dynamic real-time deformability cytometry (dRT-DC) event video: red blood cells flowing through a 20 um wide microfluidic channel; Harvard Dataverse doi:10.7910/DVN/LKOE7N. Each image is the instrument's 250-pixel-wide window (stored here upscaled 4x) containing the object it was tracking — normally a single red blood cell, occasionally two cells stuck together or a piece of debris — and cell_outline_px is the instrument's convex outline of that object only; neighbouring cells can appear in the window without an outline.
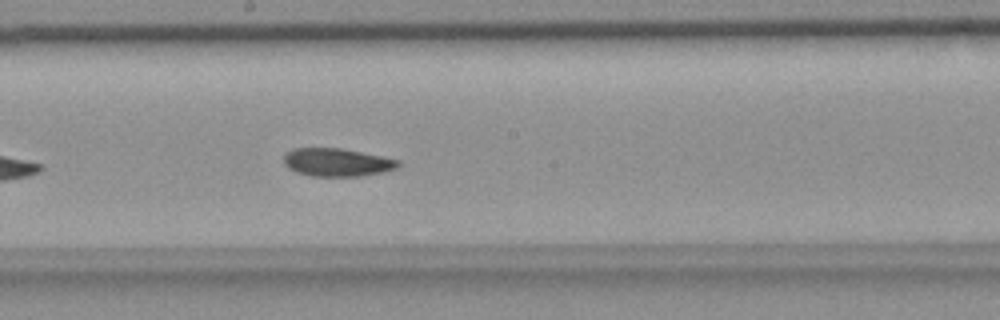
{"species": "common noctule bat (a hibernating species)", "species_latin": "Nyctalus noctula", "temperature_condition": "room temperature", "stored_images_in_passage": 22, "camera_frame_rate_fps": 3000, "um_per_image_px": 0.085, "animal": {"sex": "female", "body_mass_g": 18.4}, "frame": {"image": 1, "passage_image": 16, "time_ms": 5.0, "image_size_px": [1000, 320], "cell_outline_px": [[400, 164], [396, 168], [384, 172], [360, 176], [312, 176], [296, 172], [288, 168], [284, 164], [284, 152], [292, 148], [340, 148], [384, 156], [400, 160]], "centroid_in_image_um": [28.63, 13.79], "position_along_channel_um": 219.6, "area_um2": 18.9}}